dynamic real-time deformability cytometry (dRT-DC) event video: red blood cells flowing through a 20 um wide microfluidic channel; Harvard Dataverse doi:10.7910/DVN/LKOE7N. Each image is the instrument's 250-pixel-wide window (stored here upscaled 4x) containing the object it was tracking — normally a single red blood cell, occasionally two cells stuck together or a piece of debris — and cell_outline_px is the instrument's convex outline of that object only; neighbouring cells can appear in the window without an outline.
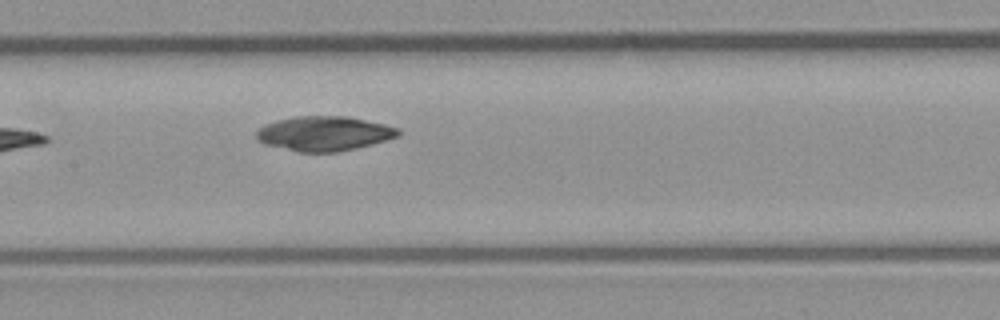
{"species": "common noctule bat (a hibernating species)", "species_latin": "Nyctalus noctula", "temperature_condition": "room temperature", "stored_images_in_passage": 4, "camera_frame_rate_fps": 3000, "um_per_image_px": 0.085, "animal": {"sex": "male", "body_mass_g": 23.1, "forearm_length_mm": 52.7}, "frame": {"image": 1, "passage_image": 4, "time_ms": 3.667, "image_size_px": [1000, 320], "cell_outline_px": [[400, 136], [372, 144], [336, 152], [296, 152], [264, 144], [256, 140], [256, 132], [264, 124], [276, 120], [296, 116], [344, 116], [384, 124], [400, 128]], "centroid_in_image_um": [27.52, 11.35], "position_along_channel_um": 179.9, "area_um2": 28.67}}